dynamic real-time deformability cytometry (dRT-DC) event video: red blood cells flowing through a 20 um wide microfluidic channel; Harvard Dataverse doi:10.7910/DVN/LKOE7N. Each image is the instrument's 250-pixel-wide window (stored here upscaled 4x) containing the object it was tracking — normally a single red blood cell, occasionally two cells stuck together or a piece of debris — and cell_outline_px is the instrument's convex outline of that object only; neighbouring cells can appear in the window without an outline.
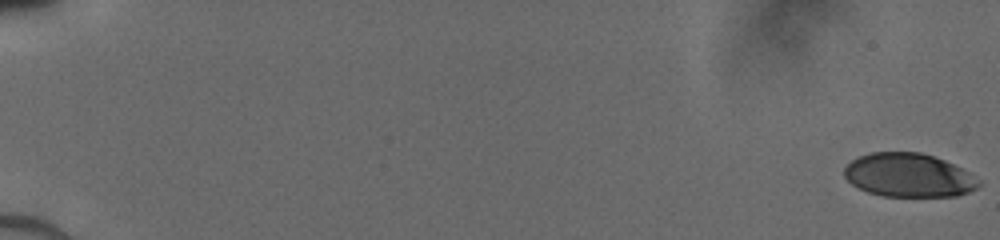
{"species": "human", "species_latin": "Homo sapiens", "temperature_condition": "cold", "stored_images_in_passage": 52, "camera_frame_rate_fps": 3000, "um_per_image_px": 0.085, "donor": {"sex": "male"}, "frame": {"image": 1, "passage_image": 1, "time_ms": 0.0, "image_size_px": [1000, 240], "cell_outline_px": [[980, 184], [976, 188], [968, 192], [956, 196], [884, 196], [868, 192], [852, 184], [844, 176], [844, 168], [852, 160], [860, 156], [872, 152], [920, 152], [944, 160], [968, 172], [980, 180]], "centroid_in_image_um": [77.23, 14.89], "position_along_channel_um": 7.8, "area_um2": 33.93}}
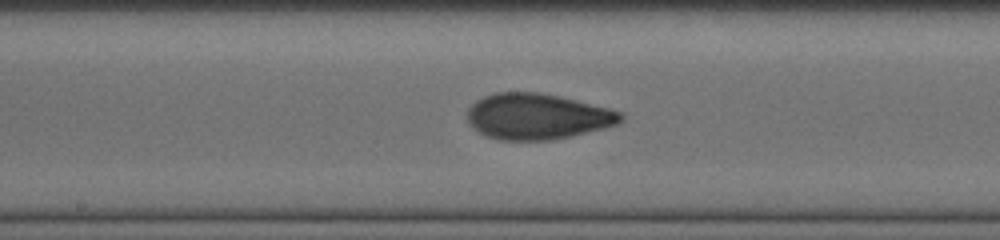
{"frame": {"image": 2, "passage_image": 30, "time_ms": 9.667, "image_size_px": [1000, 240], "cell_outline_px": [[624, 120], [616, 124], [604, 128], [572, 136], [552, 140], [500, 140], [484, 136], [468, 124], [468, 108], [476, 100], [484, 96], [496, 92], [540, 92], [560, 96], [624, 112]], "centroid_in_image_um": [45.67, 9.9], "position_along_channel_um": 202.5, "area_um2": 41.27}}
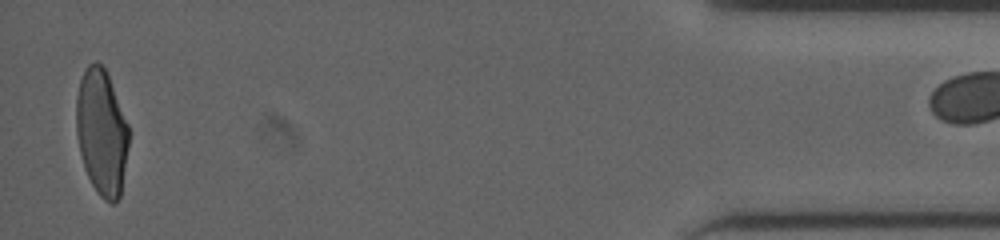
{"frame": {"image": 3, "passage_image": 51, "time_ms": 16.667, "image_size_px": [1000, 240], "cell_outline_px": [[128, 148], [120, 196], [116, 204], [112, 204], [104, 200], [96, 192], [84, 168], [80, 152], [76, 132], [76, 96], [80, 80], [88, 64], [96, 60], [104, 68], [108, 76], [128, 124]], "centroid_in_image_um": [8.63, 11.27], "position_along_channel_um": 426.6, "area_um2": 38.44}}